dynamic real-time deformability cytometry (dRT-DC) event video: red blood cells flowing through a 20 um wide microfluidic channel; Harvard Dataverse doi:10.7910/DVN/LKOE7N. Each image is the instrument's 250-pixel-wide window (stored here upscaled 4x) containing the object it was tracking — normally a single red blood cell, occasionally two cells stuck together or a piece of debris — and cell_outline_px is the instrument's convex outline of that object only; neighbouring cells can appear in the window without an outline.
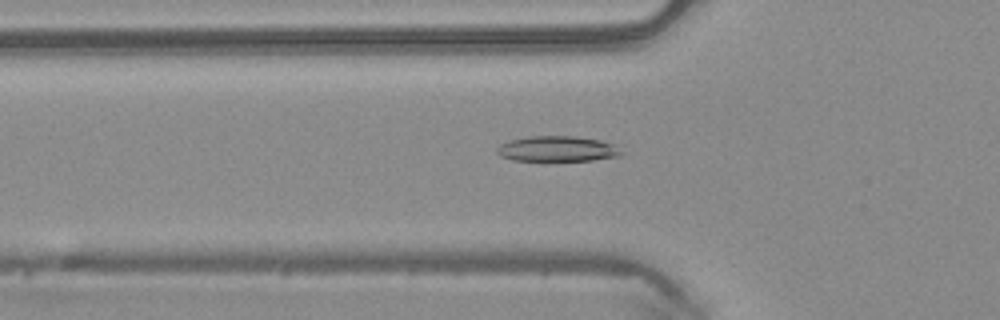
{"species": "common noctule bat (a hibernating species)", "species_latin": "Nyctalus noctula", "temperature_condition": "warm", "stored_images_in_passage": 51, "camera_frame_rate_fps": 3000, "um_per_image_px": 0.085, "animal": {"sex": "male", "body_mass_g": 20.4}, "frame": {"image": 1, "passage_image": 18, "time_ms": 5.667, "image_size_px": [1000, 320], "cell_outline_px": [[624, 152], [620, 156], [592, 160], [512, 160], [500, 156], [496, 152], [496, 148], [500, 144], [508, 140], [532, 136], [572, 136], [600, 140], [612, 144]], "centroid_in_image_um": [47.34, 12.65], "position_along_channel_um": 78.5, "area_um2": 18.32}}
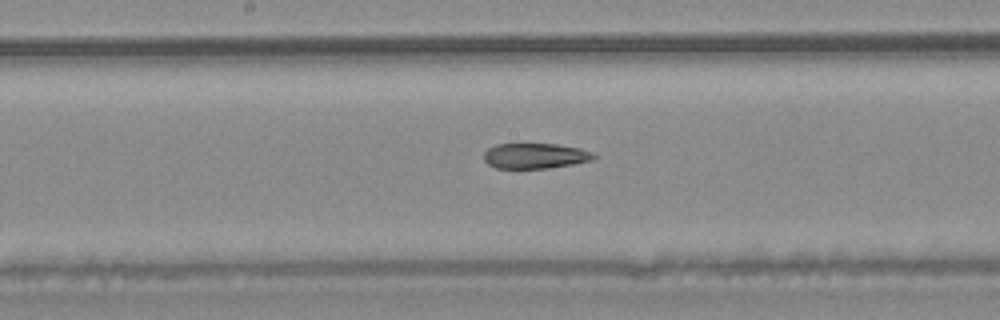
{"frame": {"image": 2, "passage_image": 27, "time_ms": 8.667, "image_size_px": [1000, 320], "cell_outline_px": [[600, 156], [592, 160], [572, 164], [548, 168], [496, 168], [488, 164], [484, 160], [484, 152], [488, 148], [496, 144], [556, 144], [580, 148], [592, 152]], "centroid_in_image_um": [45.51, 13.24], "position_along_channel_um": 202.7, "area_um2": 16.3}}
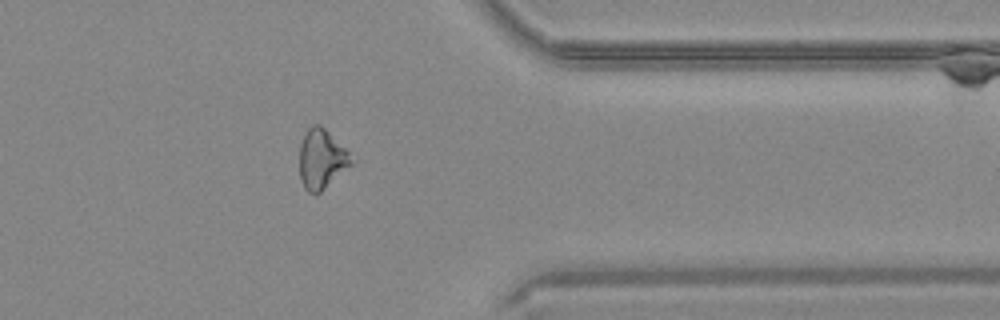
{"frame": {"image": 3, "passage_image": 41, "time_ms": 13.333, "image_size_px": [1000, 320], "cell_outline_px": [[356, 160], [352, 164], [320, 192], [308, 192], [304, 188], [300, 180], [300, 144], [308, 128], [312, 124], [320, 124]], "centroid_in_image_um": [27.33, 13.52], "position_along_channel_um": 384.1, "area_um2": 17.69}, "authors_computed_cell_mechanics": {"area_um2": 18.8428, "velocity_mm_per_s": 4.1277, "shape_relaxation_time_tau1_ms": null, "shape_relaxation_time_tau2_ms": 5.3776, "deformation_change_tau1": null, "deformation_change_tau2": 0.1171}}